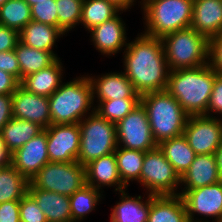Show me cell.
Wrapping results in <instances>:
<instances>
[{"label": "cell", "mask_w": 222, "mask_h": 222, "mask_svg": "<svg viewBox=\"0 0 222 222\" xmlns=\"http://www.w3.org/2000/svg\"><path fill=\"white\" fill-rule=\"evenodd\" d=\"M43 130L44 129L36 123L11 118L2 128L0 136L6 149L12 154L16 149L22 147Z\"/></svg>", "instance_id": "26"}, {"label": "cell", "mask_w": 222, "mask_h": 222, "mask_svg": "<svg viewBox=\"0 0 222 222\" xmlns=\"http://www.w3.org/2000/svg\"><path fill=\"white\" fill-rule=\"evenodd\" d=\"M86 184L100 191L104 187H113L114 191L128 189L118 173L115 152L92 160L85 165Z\"/></svg>", "instance_id": "18"}, {"label": "cell", "mask_w": 222, "mask_h": 222, "mask_svg": "<svg viewBox=\"0 0 222 222\" xmlns=\"http://www.w3.org/2000/svg\"><path fill=\"white\" fill-rule=\"evenodd\" d=\"M179 195L184 201L188 220L204 222L209 217L212 222H222V180L197 189L181 190ZM195 214L205 218L197 219Z\"/></svg>", "instance_id": "11"}, {"label": "cell", "mask_w": 222, "mask_h": 222, "mask_svg": "<svg viewBox=\"0 0 222 222\" xmlns=\"http://www.w3.org/2000/svg\"><path fill=\"white\" fill-rule=\"evenodd\" d=\"M209 221H210V220H205L204 222H209ZM188 222H195V221H190V220H189ZM202 222H203V221H202Z\"/></svg>", "instance_id": "50"}, {"label": "cell", "mask_w": 222, "mask_h": 222, "mask_svg": "<svg viewBox=\"0 0 222 222\" xmlns=\"http://www.w3.org/2000/svg\"><path fill=\"white\" fill-rule=\"evenodd\" d=\"M194 0H141L142 33L153 38L190 28Z\"/></svg>", "instance_id": "5"}, {"label": "cell", "mask_w": 222, "mask_h": 222, "mask_svg": "<svg viewBox=\"0 0 222 222\" xmlns=\"http://www.w3.org/2000/svg\"><path fill=\"white\" fill-rule=\"evenodd\" d=\"M31 15L33 21L58 27L56 0L36 1V4L31 6Z\"/></svg>", "instance_id": "36"}, {"label": "cell", "mask_w": 222, "mask_h": 222, "mask_svg": "<svg viewBox=\"0 0 222 222\" xmlns=\"http://www.w3.org/2000/svg\"><path fill=\"white\" fill-rule=\"evenodd\" d=\"M126 12L120 10L114 17L90 30L91 42L101 55L106 57L116 55L127 48L126 24L119 14Z\"/></svg>", "instance_id": "15"}, {"label": "cell", "mask_w": 222, "mask_h": 222, "mask_svg": "<svg viewBox=\"0 0 222 222\" xmlns=\"http://www.w3.org/2000/svg\"><path fill=\"white\" fill-rule=\"evenodd\" d=\"M157 146L162 151L165 158L172 164L179 176H182L183 173L190 168L191 163L197 155L191 149L183 134L164 140Z\"/></svg>", "instance_id": "27"}, {"label": "cell", "mask_w": 222, "mask_h": 222, "mask_svg": "<svg viewBox=\"0 0 222 222\" xmlns=\"http://www.w3.org/2000/svg\"><path fill=\"white\" fill-rule=\"evenodd\" d=\"M64 66L58 58L50 66L24 77L20 85L28 92L50 97L61 85Z\"/></svg>", "instance_id": "23"}, {"label": "cell", "mask_w": 222, "mask_h": 222, "mask_svg": "<svg viewBox=\"0 0 222 222\" xmlns=\"http://www.w3.org/2000/svg\"><path fill=\"white\" fill-rule=\"evenodd\" d=\"M127 189L118 192L120 200L112 207L110 222H148L150 194L130 196ZM143 200V201H142Z\"/></svg>", "instance_id": "22"}, {"label": "cell", "mask_w": 222, "mask_h": 222, "mask_svg": "<svg viewBox=\"0 0 222 222\" xmlns=\"http://www.w3.org/2000/svg\"><path fill=\"white\" fill-rule=\"evenodd\" d=\"M0 70L11 74L20 82V66L14 50L0 52Z\"/></svg>", "instance_id": "40"}, {"label": "cell", "mask_w": 222, "mask_h": 222, "mask_svg": "<svg viewBox=\"0 0 222 222\" xmlns=\"http://www.w3.org/2000/svg\"><path fill=\"white\" fill-rule=\"evenodd\" d=\"M137 183L145 187V193L152 195H179L177 188L181 187L179 174L158 146L145 152Z\"/></svg>", "instance_id": "9"}, {"label": "cell", "mask_w": 222, "mask_h": 222, "mask_svg": "<svg viewBox=\"0 0 222 222\" xmlns=\"http://www.w3.org/2000/svg\"><path fill=\"white\" fill-rule=\"evenodd\" d=\"M84 0H56L58 28L67 34L79 26Z\"/></svg>", "instance_id": "35"}, {"label": "cell", "mask_w": 222, "mask_h": 222, "mask_svg": "<svg viewBox=\"0 0 222 222\" xmlns=\"http://www.w3.org/2000/svg\"><path fill=\"white\" fill-rule=\"evenodd\" d=\"M169 70L195 68L208 63L209 40L192 28L161 38Z\"/></svg>", "instance_id": "6"}, {"label": "cell", "mask_w": 222, "mask_h": 222, "mask_svg": "<svg viewBox=\"0 0 222 222\" xmlns=\"http://www.w3.org/2000/svg\"><path fill=\"white\" fill-rule=\"evenodd\" d=\"M28 193L43 211L47 222H72L69 196L35 188L30 182Z\"/></svg>", "instance_id": "21"}, {"label": "cell", "mask_w": 222, "mask_h": 222, "mask_svg": "<svg viewBox=\"0 0 222 222\" xmlns=\"http://www.w3.org/2000/svg\"><path fill=\"white\" fill-rule=\"evenodd\" d=\"M79 129L81 137L77 162L81 165L85 166L92 160L115 152L116 124L94 111L79 122Z\"/></svg>", "instance_id": "7"}, {"label": "cell", "mask_w": 222, "mask_h": 222, "mask_svg": "<svg viewBox=\"0 0 222 222\" xmlns=\"http://www.w3.org/2000/svg\"><path fill=\"white\" fill-rule=\"evenodd\" d=\"M0 222H20V200L0 203Z\"/></svg>", "instance_id": "41"}, {"label": "cell", "mask_w": 222, "mask_h": 222, "mask_svg": "<svg viewBox=\"0 0 222 222\" xmlns=\"http://www.w3.org/2000/svg\"><path fill=\"white\" fill-rule=\"evenodd\" d=\"M183 135L197 155L214 154L222 142V118L189 116Z\"/></svg>", "instance_id": "12"}, {"label": "cell", "mask_w": 222, "mask_h": 222, "mask_svg": "<svg viewBox=\"0 0 222 222\" xmlns=\"http://www.w3.org/2000/svg\"><path fill=\"white\" fill-rule=\"evenodd\" d=\"M215 76L216 72L208 64L171 70L166 90L189 116H206Z\"/></svg>", "instance_id": "2"}, {"label": "cell", "mask_w": 222, "mask_h": 222, "mask_svg": "<svg viewBox=\"0 0 222 222\" xmlns=\"http://www.w3.org/2000/svg\"><path fill=\"white\" fill-rule=\"evenodd\" d=\"M48 99L51 125L79 123L95 111L92 84L88 75L62 82Z\"/></svg>", "instance_id": "3"}, {"label": "cell", "mask_w": 222, "mask_h": 222, "mask_svg": "<svg viewBox=\"0 0 222 222\" xmlns=\"http://www.w3.org/2000/svg\"><path fill=\"white\" fill-rule=\"evenodd\" d=\"M95 112L102 118L117 124L140 104V98H123L96 101Z\"/></svg>", "instance_id": "34"}, {"label": "cell", "mask_w": 222, "mask_h": 222, "mask_svg": "<svg viewBox=\"0 0 222 222\" xmlns=\"http://www.w3.org/2000/svg\"><path fill=\"white\" fill-rule=\"evenodd\" d=\"M29 5L30 7L35 5L36 4V1H42V0H25Z\"/></svg>", "instance_id": "48"}, {"label": "cell", "mask_w": 222, "mask_h": 222, "mask_svg": "<svg viewBox=\"0 0 222 222\" xmlns=\"http://www.w3.org/2000/svg\"><path fill=\"white\" fill-rule=\"evenodd\" d=\"M65 35L58 27L50 26L44 23L31 20L19 32V41L24 45L53 53L57 58L58 55L53 51L56 41Z\"/></svg>", "instance_id": "25"}, {"label": "cell", "mask_w": 222, "mask_h": 222, "mask_svg": "<svg viewBox=\"0 0 222 222\" xmlns=\"http://www.w3.org/2000/svg\"><path fill=\"white\" fill-rule=\"evenodd\" d=\"M181 195L150 194L148 222H188Z\"/></svg>", "instance_id": "24"}, {"label": "cell", "mask_w": 222, "mask_h": 222, "mask_svg": "<svg viewBox=\"0 0 222 222\" xmlns=\"http://www.w3.org/2000/svg\"><path fill=\"white\" fill-rule=\"evenodd\" d=\"M8 0H0V7L4 5Z\"/></svg>", "instance_id": "49"}, {"label": "cell", "mask_w": 222, "mask_h": 222, "mask_svg": "<svg viewBox=\"0 0 222 222\" xmlns=\"http://www.w3.org/2000/svg\"><path fill=\"white\" fill-rule=\"evenodd\" d=\"M140 103L146 109L157 145L183 134L189 115L167 90L145 93L140 96Z\"/></svg>", "instance_id": "4"}, {"label": "cell", "mask_w": 222, "mask_h": 222, "mask_svg": "<svg viewBox=\"0 0 222 222\" xmlns=\"http://www.w3.org/2000/svg\"><path fill=\"white\" fill-rule=\"evenodd\" d=\"M45 130L50 162L77 161L81 137L79 123L52 124Z\"/></svg>", "instance_id": "13"}, {"label": "cell", "mask_w": 222, "mask_h": 222, "mask_svg": "<svg viewBox=\"0 0 222 222\" xmlns=\"http://www.w3.org/2000/svg\"><path fill=\"white\" fill-rule=\"evenodd\" d=\"M190 28L208 40L222 31V0H194Z\"/></svg>", "instance_id": "19"}, {"label": "cell", "mask_w": 222, "mask_h": 222, "mask_svg": "<svg viewBox=\"0 0 222 222\" xmlns=\"http://www.w3.org/2000/svg\"><path fill=\"white\" fill-rule=\"evenodd\" d=\"M30 183L38 189L71 196L86 185L85 166L77 161L49 162Z\"/></svg>", "instance_id": "8"}, {"label": "cell", "mask_w": 222, "mask_h": 222, "mask_svg": "<svg viewBox=\"0 0 222 222\" xmlns=\"http://www.w3.org/2000/svg\"><path fill=\"white\" fill-rule=\"evenodd\" d=\"M117 146L129 150L147 152L155 149L146 109L140 103L116 124Z\"/></svg>", "instance_id": "10"}, {"label": "cell", "mask_w": 222, "mask_h": 222, "mask_svg": "<svg viewBox=\"0 0 222 222\" xmlns=\"http://www.w3.org/2000/svg\"><path fill=\"white\" fill-rule=\"evenodd\" d=\"M214 155L216 158L218 172H219L220 178L222 180V142H221L220 146L218 147V149L216 150V152L214 153Z\"/></svg>", "instance_id": "47"}, {"label": "cell", "mask_w": 222, "mask_h": 222, "mask_svg": "<svg viewBox=\"0 0 222 222\" xmlns=\"http://www.w3.org/2000/svg\"><path fill=\"white\" fill-rule=\"evenodd\" d=\"M222 117V73H216L213 90L206 110V116Z\"/></svg>", "instance_id": "38"}, {"label": "cell", "mask_w": 222, "mask_h": 222, "mask_svg": "<svg viewBox=\"0 0 222 222\" xmlns=\"http://www.w3.org/2000/svg\"><path fill=\"white\" fill-rule=\"evenodd\" d=\"M20 82L11 74L0 70V95H12Z\"/></svg>", "instance_id": "44"}, {"label": "cell", "mask_w": 222, "mask_h": 222, "mask_svg": "<svg viewBox=\"0 0 222 222\" xmlns=\"http://www.w3.org/2000/svg\"><path fill=\"white\" fill-rule=\"evenodd\" d=\"M103 192L86 184L69 196L72 222H81L94 211L98 202L104 199Z\"/></svg>", "instance_id": "31"}, {"label": "cell", "mask_w": 222, "mask_h": 222, "mask_svg": "<svg viewBox=\"0 0 222 222\" xmlns=\"http://www.w3.org/2000/svg\"><path fill=\"white\" fill-rule=\"evenodd\" d=\"M11 163V153L6 149L0 136V167L7 166Z\"/></svg>", "instance_id": "45"}, {"label": "cell", "mask_w": 222, "mask_h": 222, "mask_svg": "<svg viewBox=\"0 0 222 222\" xmlns=\"http://www.w3.org/2000/svg\"><path fill=\"white\" fill-rule=\"evenodd\" d=\"M88 78L92 84L93 103L123 98H140L124 72H109Z\"/></svg>", "instance_id": "17"}, {"label": "cell", "mask_w": 222, "mask_h": 222, "mask_svg": "<svg viewBox=\"0 0 222 222\" xmlns=\"http://www.w3.org/2000/svg\"><path fill=\"white\" fill-rule=\"evenodd\" d=\"M20 222H47L43 211L29 193L20 200Z\"/></svg>", "instance_id": "37"}, {"label": "cell", "mask_w": 222, "mask_h": 222, "mask_svg": "<svg viewBox=\"0 0 222 222\" xmlns=\"http://www.w3.org/2000/svg\"><path fill=\"white\" fill-rule=\"evenodd\" d=\"M219 181H221V178L218 172L215 155H196L190 168L180 176V186H184L180 189H197Z\"/></svg>", "instance_id": "20"}, {"label": "cell", "mask_w": 222, "mask_h": 222, "mask_svg": "<svg viewBox=\"0 0 222 222\" xmlns=\"http://www.w3.org/2000/svg\"><path fill=\"white\" fill-rule=\"evenodd\" d=\"M12 105L13 118L36 123L43 129L51 125L48 97L28 92L19 85L12 94Z\"/></svg>", "instance_id": "16"}, {"label": "cell", "mask_w": 222, "mask_h": 222, "mask_svg": "<svg viewBox=\"0 0 222 222\" xmlns=\"http://www.w3.org/2000/svg\"><path fill=\"white\" fill-rule=\"evenodd\" d=\"M29 181L10 163L0 167V203L21 200L28 193Z\"/></svg>", "instance_id": "29"}, {"label": "cell", "mask_w": 222, "mask_h": 222, "mask_svg": "<svg viewBox=\"0 0 222 222\" xmlns=\"http://www.w3.org/2000/svg\"><path fill=\"white\" fill-rule=\"evenodd\" d=\"M49 162L45 129L11 154V164L29 182Z\"/></svg>", "instance_id": "14"}, {"label": "cell", "mask_w": 222, "mask_h": 222, "mask_svg": "<svg viewBox=\"0 0 222 222\" xmlns=\"http://www.w3.org/2000/svg\"><path fill=\"white\" fill-rule=\"evenodd\" d=\"M207 64L216 73H222V31L209 40Z\"/></svg>", "instance_id": "39"}, {"label": "cell", "mask_w": 222, "mask_h": 222, "mask_svg": "<svg viewBox=\"0 0 222 222\" xmlns=\"http://www.w3.org/2000/svg\"><path fill=\"white\" fill-rule=\"evenodd\" d=\"M113 2L117 7L121 10H129L132 6H134L137 0H108Z\"/></svg>", "instance_id": "46"}, {"label": "cell", "mask_w": 222, "mask_h": 222, "mask_svg": "<svg viewBox=\"0 0 222 222\" xmlns=\"http://www.w3.org/2000/svg\"><path fill=\"white\" fill-rule=\"evenodd\" d=\"M19 42V32L0 24V52L11 51Z\"/></svg>", "instance_id": "42"}, {"label": "cell", "mask_w": 222, "mask_h": 222, "mask_svg": "<svg viewBox=\"0 0 222 222\" xmlns=\"http://www.w3.org/2000/svg\"><path fill=\"white\" fill-rule=\"evenodd\" d=\"M14 51L20 66V82L24 77L50 66L58 59L51 52L26 46L20 41Z\"/></svg>", "instance_id": "28"}, {"label": "cell", "mask_w": 222, "mask_h": 222, "mask_svg": "<svg viewBox=\"0 0 222 222\" xmlns=\"http://www.w3.org/2000/svg\"><path fill=\"white\" fill-rule=\"evenodd\" d=\"M13 118L12 95H0V132Z\"/></svg>", "instance_id": "43"}, {"label": "cell", "mask_w": 222, "mask_h": 222, "mask_svg": "<svg viewBox=\"0 0 222 222\" xmlns=\"http://www.w3.org/2000/svg\"><path fill=\"white\" fill-rule=\"evenodd\" d=\"M139 34L133 41L128 40L127 48L122 52L123 72L140 96L166 90L170 70L161 38Z\"/></svg>", "instance_id": "1"}, {"label": "cell", "mask_w": 222, "mask_h": 222, "mask_svg": "<svg viewBox=\"0 0 222 222\" xmlns=\"http://www.w3.org/2000/svg\"><path fill=\"white\" fill-rule=\"evenodd\" d=\"M121 9L108 0H84L80 24L86 31L114 17Z\"/></svg>", "instance_id": "30"}, {"label": "cell", "mask_w": 222, "mask_h": 222, "mask_svg": "<svg viewBox=\"0 0 222 222\" xmlns=\"http://www.w3.org/2000/svg\"><path fill=\"white\" fill-rule=\"evenodd\" d=\"M145 152L118 147L115 150L118 173L128 187L130 181H139Z\"/></svg>", "instance_id": "32"}, {"label": "cell", "mask_w": 222, "mask_h": 222, "mask_svg": "<svg viewBox=\"0 0 222 222\" xmlns=\"http://www.w3.org/2000/svg\"><path fill=\"white\" fill-rule=\"evenodd\" d=\"M32 20L31 7L25 0H8L0 7V24L20 32Z\"/></svg>", "instance_id": "33"}]
</instances>
